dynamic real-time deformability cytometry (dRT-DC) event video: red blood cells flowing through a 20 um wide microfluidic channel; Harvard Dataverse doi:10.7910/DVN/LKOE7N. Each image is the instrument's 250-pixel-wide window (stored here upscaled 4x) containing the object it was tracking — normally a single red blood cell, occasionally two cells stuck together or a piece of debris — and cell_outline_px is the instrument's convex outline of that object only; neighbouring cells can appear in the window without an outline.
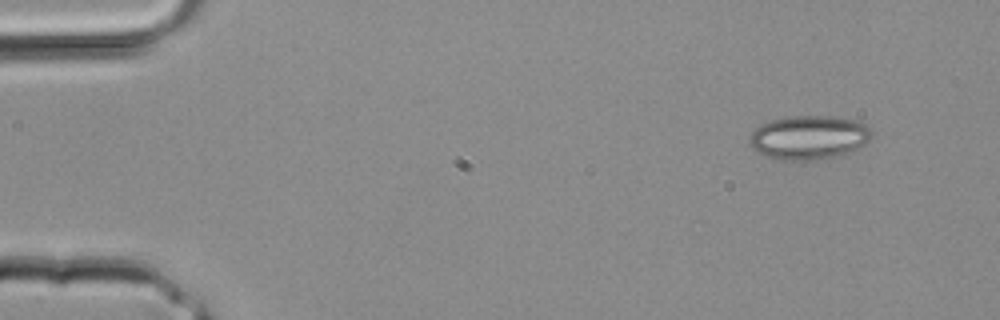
{"species": "common noctule bat (a hibernating species)", "species_latin": "Nyctalus noctula", "temperature_condition": "room temperature", "stored_images_in_passage": 3, "camera_frame_rate_fps": 3000, "um_per_image_px": 0.085, "animal": {"sex": "male", "body_mass_g": 20.4}, "frame": {"image": 1, "passage_image": 1, "time_ms": 0.0, "image_size_px": [1000, 320], "cell_outline_px": [[872, 140], [848, 152], [832, 156], [812, 160], [780, 160], [756, 152], [748, 144], [748, 136], [760, 124], [784, 116], [832, 116], [860, 120], [872, 132]], "centroid_in_image_um": [68.72, 11.66], "position_along_channel_um": 16.3, "area_um2": 31.44}}
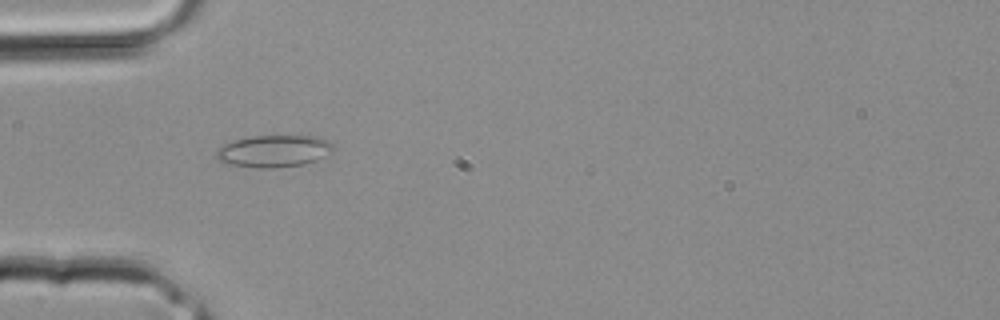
{"frame": {"image": 2, "passage_image": 3, "time_ms": 0.667, "image_size_px": [1000, 320], "cell_outline_px": [[332, 152], [316, 160], [304, 164], [272, 168], [260, 168], [232, 164], [220, 160], [216, 156], [216, 152], [220, 148], [236, 140], [252, 136], [316, 136], [332, 144]], "centroid_in_image_um": [23.31, 12.84], "position_along_channel_um": 61.7, "area_um2": 21.21}}